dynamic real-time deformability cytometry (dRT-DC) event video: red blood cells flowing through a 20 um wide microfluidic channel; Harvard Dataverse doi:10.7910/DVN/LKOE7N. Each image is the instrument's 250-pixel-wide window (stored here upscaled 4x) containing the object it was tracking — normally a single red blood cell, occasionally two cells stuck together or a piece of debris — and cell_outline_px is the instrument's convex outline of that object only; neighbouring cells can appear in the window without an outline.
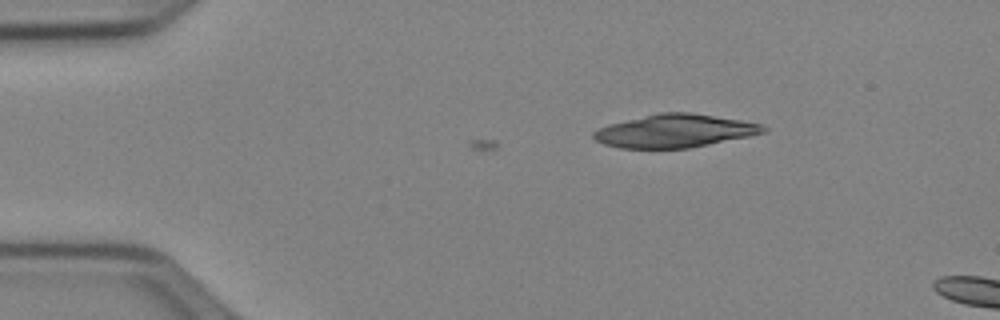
{"species": "Egyptian fruit bat (a non-hibernating species)", "species_latin": "Rousettus aegyptiacus", "temperature_condition": "cold", "stored_images_in_passage": 16, "camera_frame_rate_fps": 3000, "um_per_image_px": 0.085, "animal": {"sex": "female"}, "frame": {"image": 1, "passage_image": 16, "time_ms": 5.0, "image_size_px": [1000, 320], "cell_outline_px": [[768, 132], [688, 148], [620, 148], [604, 144], [596, 140], [592, 136], [592, 132], [608, 124], [660, 112], [688, 112], [740, 120], [764, 124], [768, 128]], "centroid_in_image_um": [57.36, 11.12], "position_along_channel_um": 27.6, "area_um2": 32.54}}